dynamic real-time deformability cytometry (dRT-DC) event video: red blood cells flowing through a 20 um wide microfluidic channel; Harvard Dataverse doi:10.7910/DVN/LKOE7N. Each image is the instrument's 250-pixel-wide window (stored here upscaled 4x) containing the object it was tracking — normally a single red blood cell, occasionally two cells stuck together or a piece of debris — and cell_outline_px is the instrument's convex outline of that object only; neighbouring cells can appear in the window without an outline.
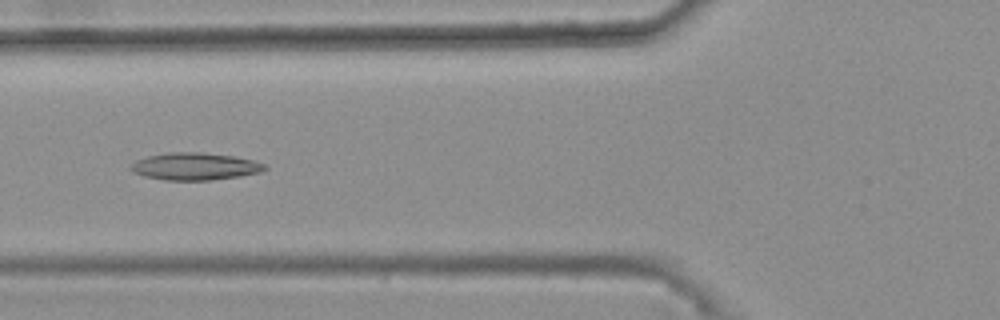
{"species": "common noctule bat (a hibernating species)", "species_latin": "Nyctalus noctula", "temperature_condition": "warm", "stored_images_in_passage": 47, "camera_frame_rate_fps": 3000, "um_per_image_px": 0.085, "animal": {"sex": "female", "body_mass_g": 25.1}, "frame": {"image": 1, "passage_image": 21, "time_ms": 6.667, "image_size_px": [1000, 320], "cell_outline_px": [[268, 168], [260, 172], [240, 176], [208, 180], [164, 180], [144, 176], [132, 172], [132, 164], [136, 160], [148, 156], [168, 152], [200, 152], [232, 156], [252, 160], [264, 164]], "centroid_in_image_um": [16.56, 14.14], "position_along_channel_um": 109.2, "area_um2": 21.1}}
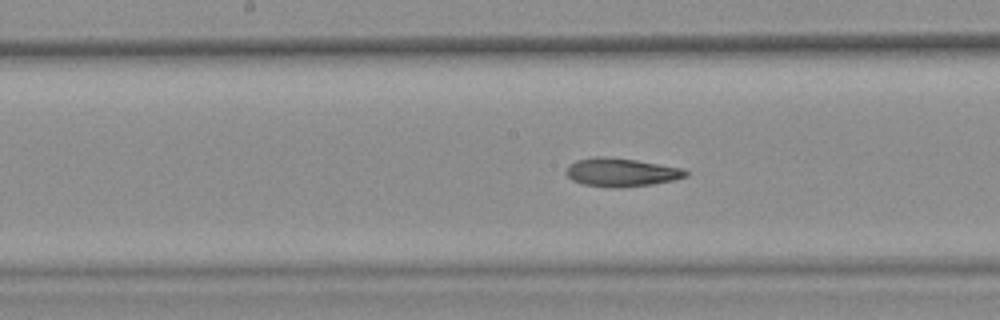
{"frame": {"image": 2, "passage_image": 28, "time_ms": 9.0, "image_size_px": [1000, 320], "cell_outline_px": [[688, 176], [672, 180], [652, 184], [620, 188], [612, 188], [580, 184], [572, 180], [564, 172], [568, 164], [576, 160], [592, 156], [604, 156], [636, 160], [684, 168], [688, 172]], "centroid_in_image_um": [52.76, 14.64], "position_along_channel_um": 195.4, "area_um2": 20.11}}
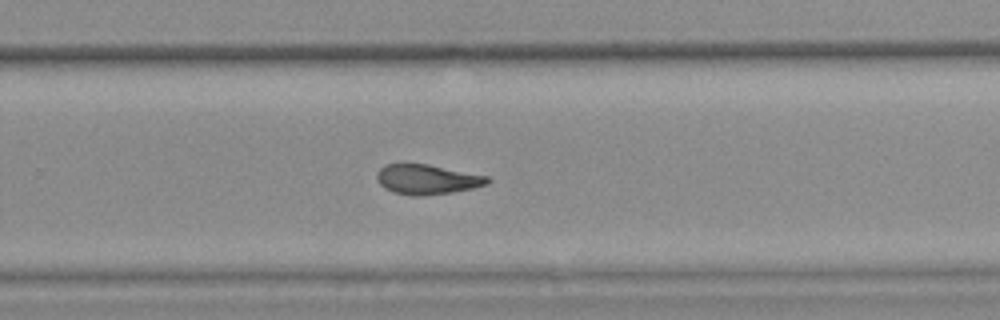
{"frame": {"image": 3, "passage_image": 36, "time_ms": 11.667, "image_size_px": [1000, 320], "cell_outline_px": [[492, 180], [488, 184], [472, 188], [452, 192], [424, 196], [412, 196], [392, 192], [384, 188], [380, 184], [376, 176], [380, 168], [384, 164], [428, 164], [488, 176]], "centroid_in_image_um": [36.3, 15.25], "position_along_channel_um": 293.5, "area_um2": 19.31}, "authors_computed_cell_mechanics": {"area_um2": 20.0566, "velocity_mm_per_s": 3.6975, "shape_relaxation_time_tau1_ms": null, "shape_relaxation_time_tau2_ms": 5.3922, "deformation_change_tau1": null, "deformation_change_tau2": 0.1473}}